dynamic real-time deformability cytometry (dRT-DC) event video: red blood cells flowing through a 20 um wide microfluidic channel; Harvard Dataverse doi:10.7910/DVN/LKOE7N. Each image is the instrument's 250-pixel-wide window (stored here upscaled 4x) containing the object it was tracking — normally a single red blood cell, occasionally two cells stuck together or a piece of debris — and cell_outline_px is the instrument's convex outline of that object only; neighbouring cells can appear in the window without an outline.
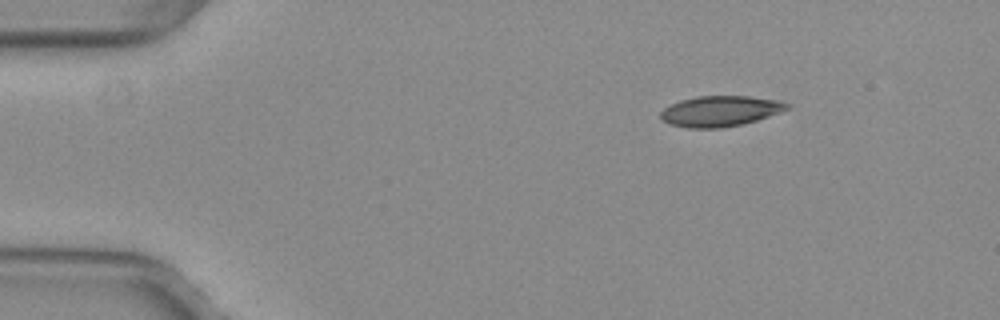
{"species": "common noctule bat (a hibernating species)", "species_latin": "Nyctalus noctula", "temperature_condition": "warm", "stored_images_in_passage": 45, "camera_frame_rate_fps": 3000, "um_per_image_px": 0.085, "animal": {"sex": "female", "body_mass_g": 29.2, "forearm_length_mm": 56.3}, "frame": {"image": 1, "passage_image": 1, "time_ms": 0.0, "image_size_px": [1000, 320], "cell_outline_px": [[792, 108], [756, 120], [740, 124], [720, 128], [688, 128], [672, 124], [664, 120], [660, 116], [660, 112], [664, 108], [680, 100], [696, 96], [748, 96], [780, 100], [792, 104]], "centroid_in_image_um": [61.27, 9.43], "position_along_channel_um": 23.7, "area_um2": 22.48}}
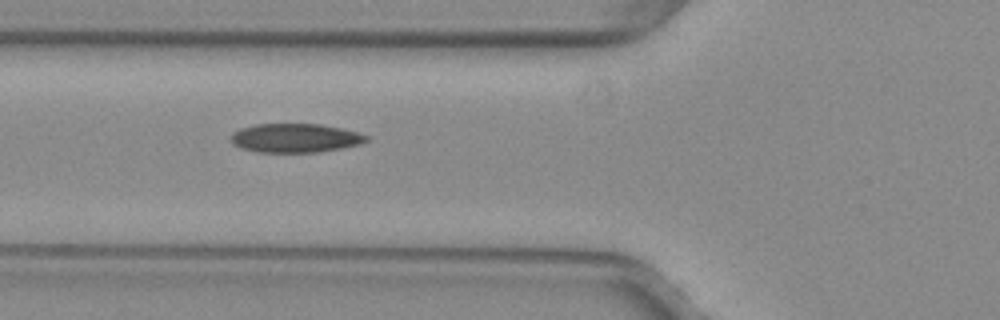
{"frame": {"image": 2, "passage_image": 13, "time_ms": 4.0, "image_size_px": [1000, 320], "cell_outline_px": [[368, 140], [360, 144], [320, 152], [260, 152], [240, 148], [232, 144], [232, 132], [240, 128], [256, 124], [320, 124], [340, 128], [356, 132], [368, 136]], "centroid_in_image_um": [25.07, 11.73], "position_along_channel_um": 100.7, "area_um2": 22.72}}
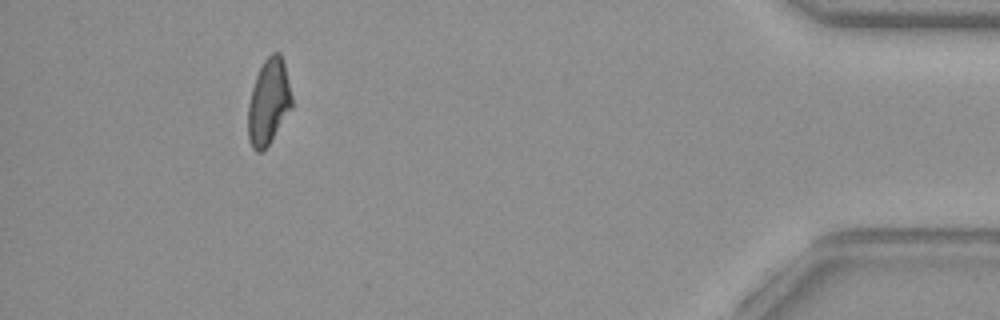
{"frame": {"image": 3, "passage_image": 41, "time_ms": 13.333, "image_size_px": [1000, 320], "cell_outline_px": [[292, 108], [268, 144], [260, 152], [256, 152], [252, 148], [248, 140], [248, 104], [252, 88], [256, 76], [264, 60], [272, 52], [280, 52], [284, 64], [292, 96]], "centroid_in_image_um": [22.82, 8.66], "position_along_channel_um": 412.4, "area_um2": 21.68}, "authors_computed_cell_mechanics": {"area_um2": 22.6576, "velocity_mm_per_s": 4.0021, "shape_relaxation_time_tau1_ms": 8.9814, "shape_relaxation_time_tau2_ms": 2.9473, "deformation_change_tau1": 0.1969, "deformation_change_tau2": 0.0911}}